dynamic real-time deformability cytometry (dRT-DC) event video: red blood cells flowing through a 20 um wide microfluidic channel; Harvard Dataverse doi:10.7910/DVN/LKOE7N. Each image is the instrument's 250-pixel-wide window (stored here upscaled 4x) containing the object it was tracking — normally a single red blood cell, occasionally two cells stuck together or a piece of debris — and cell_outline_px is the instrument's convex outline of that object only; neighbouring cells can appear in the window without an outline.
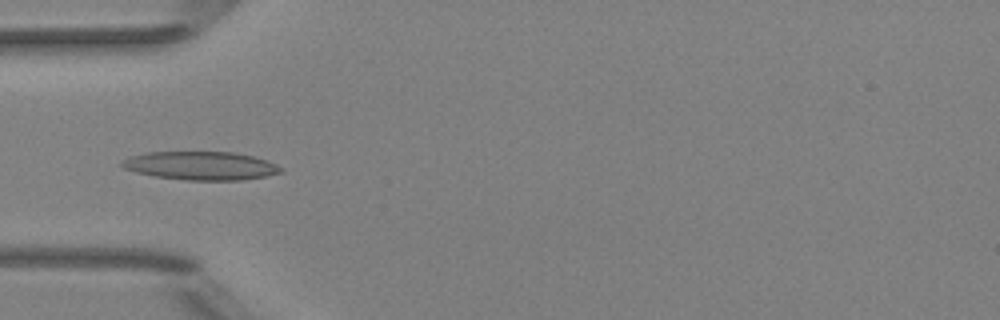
{"species": "Egyptian fruit bat (a non-hibernating species)", "species_latin": "Rousettus aegyptiacus", "temperature_condition": "room temperature", "stored_images_in_passage": 5, "camera_frame_rate_fps": 3000, "um_per_image_px": 0.085, "animal": {"sex": "female"}, "frame": {"image": 1, "passage_image": 5, "time_ms": 5.333, "image_size_px": [1000, 320], "cell_outline_px": [[284, 172], [264, 176], [240, 180], [188, 180], [156, 176], [136, 172], [124, 168], [120, 164], [120, 160], [144, 152], [232, 152], [256, 156], [276, 164], [284, 168]], "centroid_in_image_um": [17.09, 14.08], "position_along_channel_um": 67.9, "area_um2": 26.36}}